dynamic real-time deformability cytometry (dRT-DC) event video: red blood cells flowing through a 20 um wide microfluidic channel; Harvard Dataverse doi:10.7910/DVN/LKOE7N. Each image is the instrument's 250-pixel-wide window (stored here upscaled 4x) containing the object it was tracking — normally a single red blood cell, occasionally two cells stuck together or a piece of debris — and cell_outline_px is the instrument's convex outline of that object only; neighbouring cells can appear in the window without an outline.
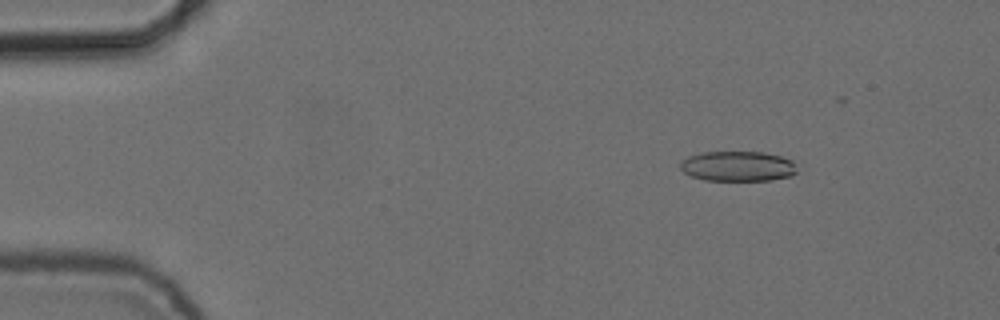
{"species": "common noctule bat (a hibernating species)", "species_latin": "Nyctalus noctula", "temperature_condition": "cold", "stored_images_in_passage": 55, "camera_frame_rate_fps": 3000, "um_per_image_px": 0.085, "animal": {"sex": "female", "body_mass_g": 24.6, "forearm_length_mm": 56.2}, "frame": {"image": 1, "passage_image": 8, "time_ms": 2.333, "image_size_px": [1000, 320], "cell_outline_px": [[796, 172], [792, 176], [772, 180], [704, 180], [692, 176], [684, 172], [680, 168], [680, 164], [688, 156], [704, 152], [764, 152], [780, 156], [792, 160]], "centroid_in_image_um": [62.72, 14.13], "position_along_channel_um": 22.3, "area_um2": 20.35}}
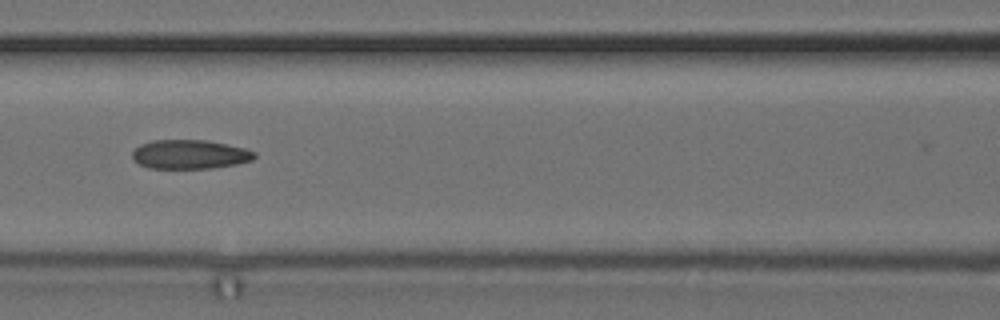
{"frame": {"image": 2, "passage_image": 25, "time_ms": 8.0, "image_size_px": [1000, 320], "cell_outline_px": [[256, 156], [252, 160], [236, 164], [212, 168], [148, 168], [132, 160], [132, 152], [140, 144], [152, 140], [204, 140], [228, 144], [244, 148], [256, 152]], "centroid_in_image_um": [16.12, 13.12], "position_along_channel_um": 150.5, "area_um2": 20.75}}
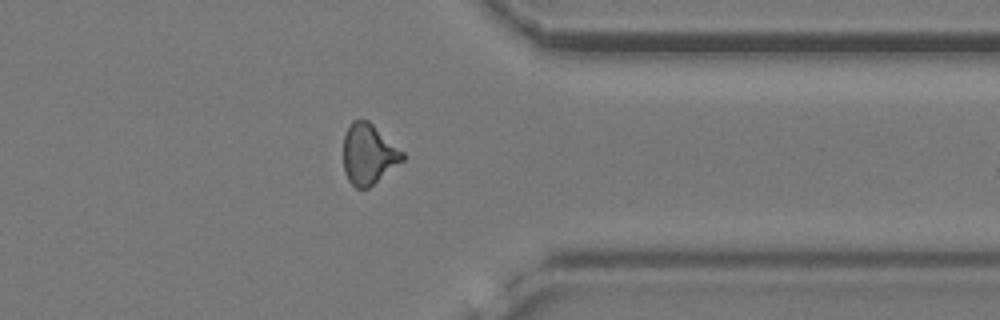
{"frame": {"image": 3, "passage_image": 44, "time_ms": 14.333, "image_size_px": [1000, 320], "cell_outline_px": [[404, 160], [368, 188], [356, 188], [348, 180], [344, 172], [344, 136], [352, 120], [368, 120], [404, 152]], "centroid_in_image_um": [31.33, 13.11], "position_along_channel_um": 380.1, "area_um2": 20.63}, "authors_computed_cell_mechanics": {"area_um2": 20.9236, "velocity_mm_per_s": 3.7525, "shape_relaxation_time_tau1_ms": null, "shape_relaxation_time_tau2_ms": 3.3023, "deformation_change_tau1": null, "deformation_change_tau2": 0.1176}}